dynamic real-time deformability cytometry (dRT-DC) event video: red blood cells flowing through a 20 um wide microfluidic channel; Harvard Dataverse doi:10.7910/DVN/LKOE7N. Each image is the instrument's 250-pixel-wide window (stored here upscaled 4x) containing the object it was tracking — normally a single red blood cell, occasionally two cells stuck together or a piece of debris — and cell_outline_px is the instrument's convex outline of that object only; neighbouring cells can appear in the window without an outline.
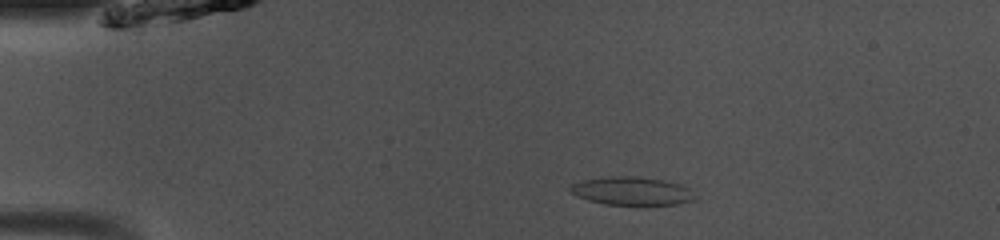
{"species": "common noctule bat (a hibernating species)", "species_latin": "Nyctalus noctula", "temperature_condition": "room temperature", "stored_images_in_passage": 48, "camera_frame_rate_fps": 3000, "um_per_image_px": 0.085, "animal": {"sex": "male", "body_mass_g": 13.0, "forearm_length_mm": 53.1}, "frame": {"image": 1, "passage_image": 9, "time_ms": 2.667, "image_size_px": [1000, 240], "cell_outline_px": [[696, 200], [676, 204], [648, 208], [644, 208], [604, 204], [588, 200], [576, 196], [568, 188], [572, 184], [584, 180], [608, 176], [632, 176], [664, 180], [680, 184], [688, 188], [696, 196]], "centroid_in_image_um": [53.75, 16.29], "position_along_channel_um": 31.2, "area_um2": 21.44}}
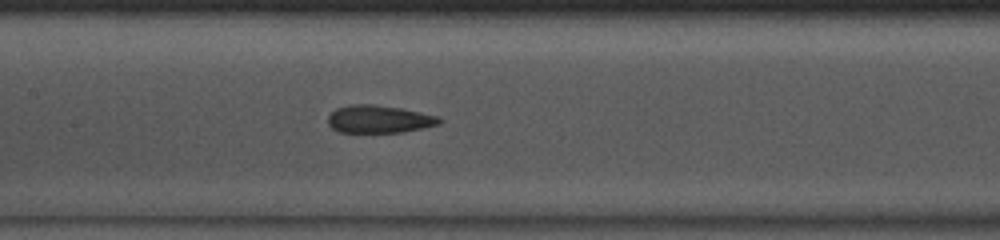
{"frame": {"image": 2, "passage_image": 23, "time_ms": 7.333, "image_size_px": [1000, 240], "cell_outline_px": [[444, 120], [440, 124], [424, 128], [404, 132], [340, 132], [332, 128], [328, 124], [328, 116], [336, 108], [348, 104], [372, 104], [400, 108], [440, 116]], "centroid_in_image_um": [32.25, 10.12], "position_along_channel_um": 175.2, "area_um2": 18.15}}
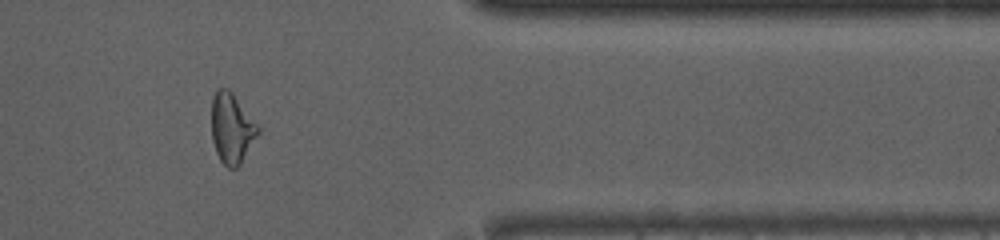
{"frame": {"image": 3, "passage_image": 40, "time_ms": 13.0, "image_size_px": [1000, 240], "cell_outline_px": [[260, 132], [240, 164], [236, 168], [228, 168], [220, 160], [216, 152], [212, 140], [212, 96], [216, 88], [228, 88], [232, 92], [260, 128]], "centroid_in_image_um": [19.69, 10.89], "position_along_channel_um": 391.7, "area_um2": 18.96}, "authors_computed_cell_mechanics": {"area_um2": 19.074, "velocity_mm_per_s": 4.1104, "shape_relaxation_time_tau1_ms": 3.7087, "shape_relaxation_time_tau2_ms": 1.4439, "deformation_change_tau1": 0.1384, "deformation_change_tau2": 0.099}}